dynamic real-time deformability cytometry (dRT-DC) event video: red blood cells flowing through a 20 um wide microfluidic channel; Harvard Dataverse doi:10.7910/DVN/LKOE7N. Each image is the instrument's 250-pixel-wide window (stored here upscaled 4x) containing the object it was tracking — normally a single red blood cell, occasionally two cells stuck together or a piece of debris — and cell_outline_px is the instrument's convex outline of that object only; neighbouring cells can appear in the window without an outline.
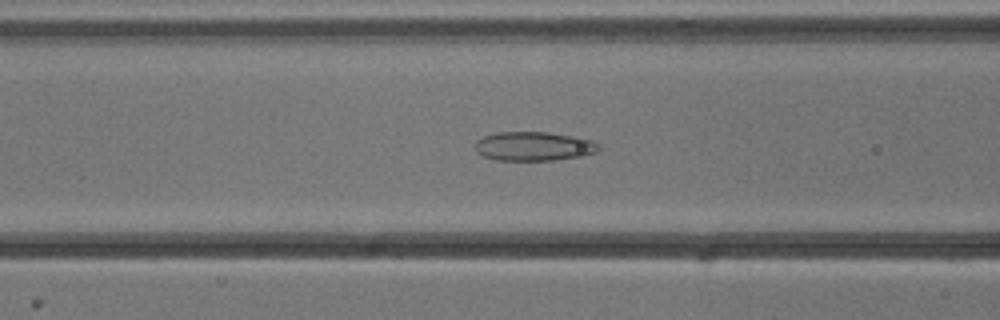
{"species": "common noctule bat (a hibernating species)", "species_latin": "Nyctalus noctula", "temperature_condition": "cold", "stored_images_in_passage": 43, "camera_frame_rate_fps": 3000, "um_per_image_px": 0.085, "animal": {"sex": "male", "body_mass_g": 13.3}, "frame": {"image": 1, "passage_image": 14, "time_ms": 4.333, "image_size_px": [1000, 320], "cell_outline_px": [[600, 148], [596, 152], [580, 156], [552, 160], [496, 160], [484, 156], [476, 152], [476, 140], [484, 136], [496, 132], [548, 132], [572, 136], [592, 140], [600, 144]], "centroid_in_image_um": [45.36, 12.43], "position_along_channel_um": 121.2, "area_um2": 20.87}}
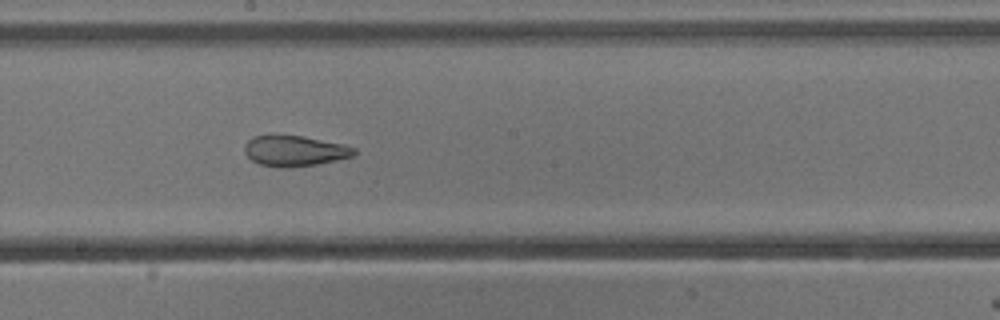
{"frame": {"image": 2, "passage_image": 22, "time_ms": 7.0, "image_size_px": [1000, 320], "cell_outline_px": [[356, 156], [316, 164], [288, 168], [280, 168], [260, 164], [252, 160], [244, 152], [244, 144], [252, 136], [304, 136], [344, 144], [356, 148]], "centroid_in_image_um": [25.07, 12.83], "position_along_channel_um": 223.1, "area_um2": 19.59}}
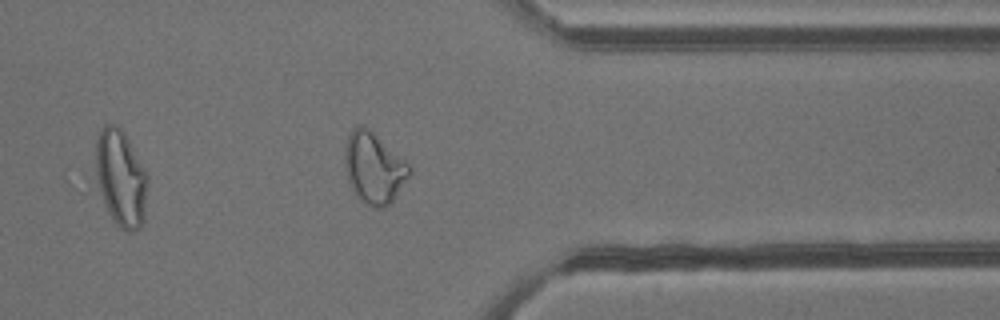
{"frame": {"image": 3, "passage_image": 35, "time_ms": 11.333, "image_size_px": [1000, 320], "cell_outline_px": [[412, 172], [392, 200], [384, 208], [376, 208], [364, 204], [356, 196], [348, 180], [344, 164], [344, 144], [352, 128], [356, 124], [364, 124], [404, 160], [412, 168]], "centroid_in_image_um": [31.74, 14.25], "position_along_channel_um": 379.7, "area_um2": 26.76}, "authors_computed_cell_mechanics": {"area_um2": 23.3512, "velocity_mm_per_s": 3.8178, "shape_relaxation_time_tau1_ms": null, "shape_relaxation_time_tau2_ms": 1.7428, "deformation_change_tau1": null, "deformation_change_tau2": 0.0902}}